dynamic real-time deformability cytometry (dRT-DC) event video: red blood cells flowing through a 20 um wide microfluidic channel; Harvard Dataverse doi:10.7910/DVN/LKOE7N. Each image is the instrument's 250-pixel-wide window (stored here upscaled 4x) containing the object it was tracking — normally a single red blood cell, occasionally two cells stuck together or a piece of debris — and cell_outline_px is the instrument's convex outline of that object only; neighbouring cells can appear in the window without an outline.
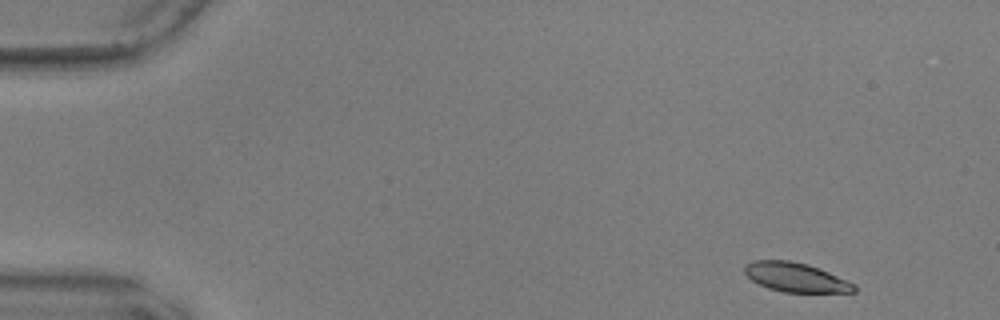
{"species": "common noctule bat (a hibernating species)", "species_latin": "Nyctalus noctula", "temperature_condition": "warm", "stored_images_in_passage": 52, "camera_frame_rate_fps": 3000, "um_per_image_px": 0.085, "animal": {"sex": "male", "body_mass_g": 17.9, "forearm_length_mm": 54.2}, "frame": {"image": 1, "passage_image": 1, "time_ms": 0.0, "image_size_px": [1000, 320], "cell_outline_px": [[856, 292], [784, 292], [768, 288], [752, 280], [744, 272], [744, 268], [752, 260], [788, 260], [808, 264], [828, 272], [856, 284]], "centroid_in_image_um": [67.65, 23.57], "position_along_channel_um": 17.4, "area_um2": 18.5}}
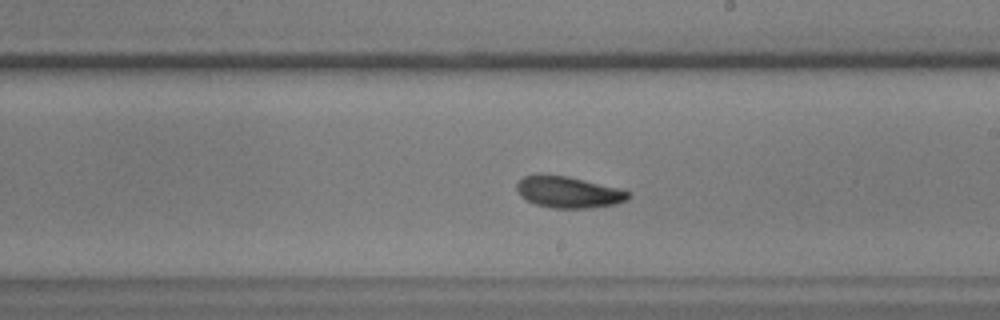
{"frame": {"image": 2, "passage_image": 29, "time_ms": 9.333, "image_size_px": [1000, 320], "cell_outline_px": [[632, 196], [628, 200], [616, 204], [592, 208], [552, 208], [536, 204], [520, 196], [516, 192], [516, 184], [524, 176], [568, 176], [616, 188], [628, 192]], "centroid_in_image_um": [48.33, 16.36], "position_along_channel_um": 240.7, "area_um2": 20.06}}
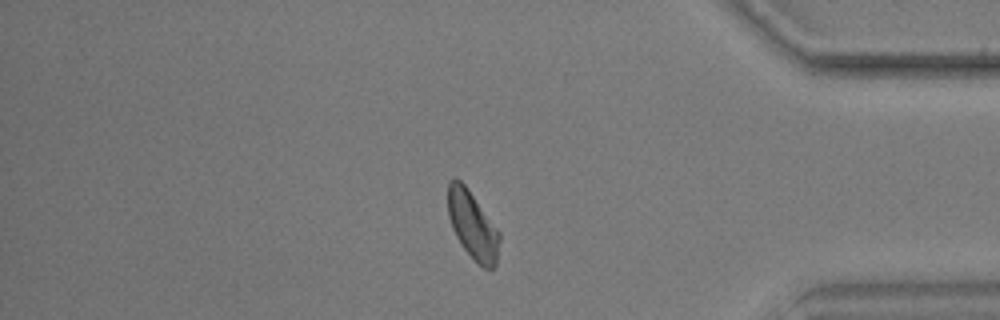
{"frame": {"image": 3, "passage_image": 44, "time_ms": 14.333, "image_size_px": [1000, 320], "cell_outline_px": [[500, 240], [496, 264], [492, 268], [484, 268], [460, 244], [452, 228], [448, 216], [448, 180], [460, 180], [464, 184], [500, 232]], "centroid_in_image_um": [40.17, 19.14], "position_along_channel_um": 395.0, "area_um2": 19.94}, "authors_computed_cell_mechanics": {"area_um2": 20.0566, "velocity_mm_per_s": 3.5766, "shape_relaxation_time_tau1_ms": 3.8184, "shape_relaxation_time_tau2_ms": 5.8132, "deformation_change_tau1": 0.136, "deformation_change_tau2": 0.1179}}